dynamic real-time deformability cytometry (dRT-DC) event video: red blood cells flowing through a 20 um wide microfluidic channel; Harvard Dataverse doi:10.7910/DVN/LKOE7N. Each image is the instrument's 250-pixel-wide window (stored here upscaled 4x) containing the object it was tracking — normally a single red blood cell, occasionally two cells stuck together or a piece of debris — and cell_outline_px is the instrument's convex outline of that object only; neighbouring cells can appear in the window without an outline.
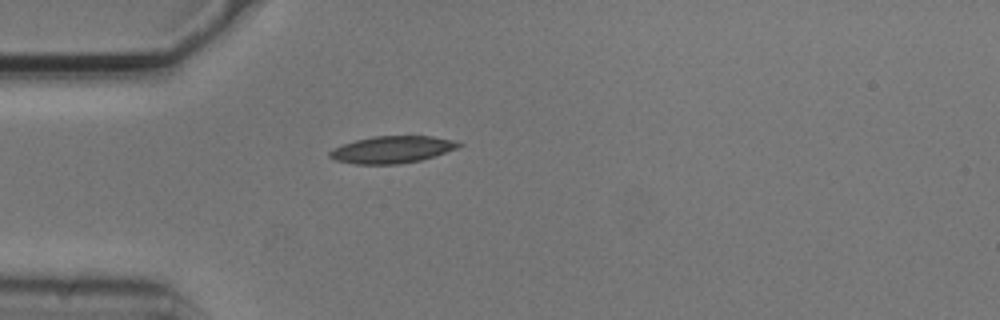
{"species": "common noctule bat (a hibernating species)", "species_latin": "Nyctalus noctula", "temperature_condition": "cold", "stored_images_in_passage": 1, "camera_frame_rate_fps": 3000, "um_per_image_px": 0.085, "animal": {"sex": "male", "body_mass_g": 20.5, "forearm_length_mm": 52.5}, "frame": {"image": 1, "passage_image": 1, "time_ms": 0.0, "image_size_px": [1000, 320], "cell_outline_px": [[464, 144], [456, 148], [420, 160], [400, 164], [356, 164], [336, 160], [328, 156], [328, 152], [332, 148], [356, 140], [372, 136], [432, 136], [456, 140]], "centroid_in_image_um": [33.31, 12.7], "position_along_channel_um": 51.7, "area_um2": 20.23}}